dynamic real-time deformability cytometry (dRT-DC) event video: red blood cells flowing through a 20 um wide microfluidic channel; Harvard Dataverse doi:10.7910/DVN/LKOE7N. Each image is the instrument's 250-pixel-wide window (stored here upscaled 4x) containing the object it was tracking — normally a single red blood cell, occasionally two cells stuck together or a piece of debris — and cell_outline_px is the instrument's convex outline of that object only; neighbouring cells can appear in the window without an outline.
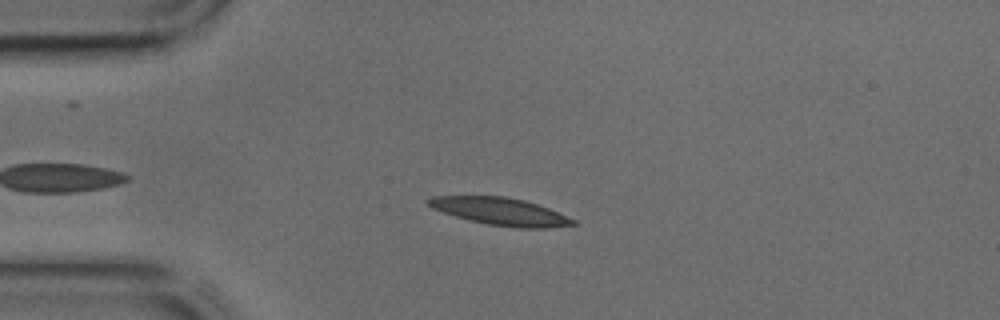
{"species": "common noctule bat (a hibernating species)", "species_latin": "Nyctalus noctula", "temperature_condition": "cold", "stored_images_in_passage": 14, "camera_frame_rate_fps": 3000, "um_per_image_px": 0.085, "animal": {"sex": "male", "body_mass_g": 17.9, "forearm_length_mm": 54.2}, "frame": {"image": 1, "passage_image": 7, "time_ms": 2.0, "image_size_px": [1000, 320], "cell_outline_px": [[580, 224], [544, 228], [520, 228], [488, 224], [456, 216], [432, 208], [424, 200], [432, 196], [504, 196], [524, 200], [548, 208], [576, 220]], "centroid_in_image_um": [42.55, 17.97], "position_along_channel_um": 42.5, "area_um2": 22.89}}